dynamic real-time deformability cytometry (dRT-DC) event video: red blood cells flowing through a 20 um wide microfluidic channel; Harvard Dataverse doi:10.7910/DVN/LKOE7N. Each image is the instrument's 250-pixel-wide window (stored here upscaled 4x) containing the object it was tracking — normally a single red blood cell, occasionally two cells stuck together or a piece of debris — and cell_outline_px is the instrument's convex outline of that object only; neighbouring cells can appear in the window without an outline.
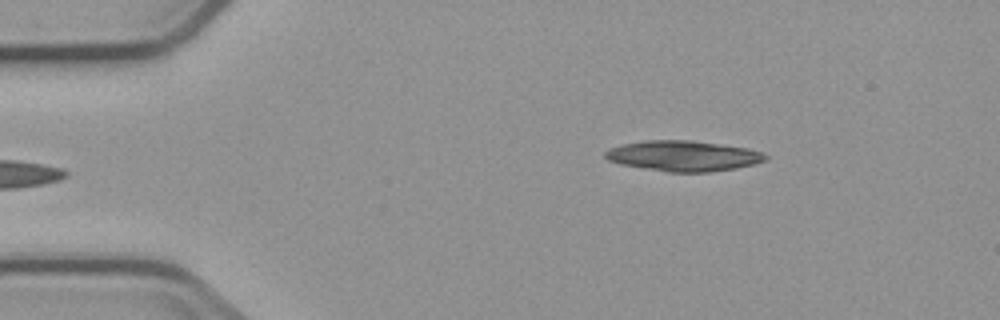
{"species": "common noctule bat (a hibernating species)", "species_latin": "Nyctalus noctula", "temperature_condition": "cold", "stored_images_in_passage": 3, "camera_frame_rate_fps": 3000, "um_per_image_px": 0.085, "animal": {"sex": "male", "body_mass_g": 23.1, "forearm_length_mm": 52.7}, "frame": {"image": 1, "passage_image": 1, "time_ms": 0.0, "image_size_px": [1000, 320], "cell_outline_px": [[768, 160], [736, 168], [708, 172], [668, 172], [620, 164], [608, 160], [604, 156], [604, 152], [608, 148], [624, 144], [644, 140], [692, 140], [748, 148], [760, 152], [768, 156]], "centroid_in_image_um": [58.06, 13.25], "position_along_channel_um": 26.9, "area_um2": 28.44}}